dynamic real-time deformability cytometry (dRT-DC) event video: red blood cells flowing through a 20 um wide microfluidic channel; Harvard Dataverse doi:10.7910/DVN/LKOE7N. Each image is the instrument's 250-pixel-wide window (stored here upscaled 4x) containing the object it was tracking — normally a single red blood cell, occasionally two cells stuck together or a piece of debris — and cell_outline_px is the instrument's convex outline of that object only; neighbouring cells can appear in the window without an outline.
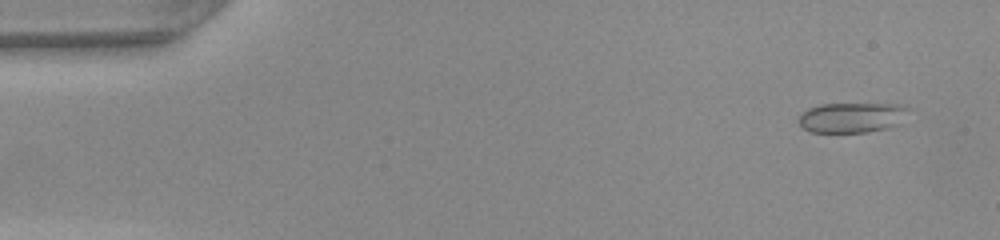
{"species": "common noctule bat (a hibernating species)", "species_latin": "Nyctalus noctula", "temperature_condition": "warm", "stored_images_in_passage": 48, "camera_frame_rate_fps": 3000, "um_per_image_px": 0.085, "animal": {"sex": "female", "body_mass_g": 22.0, "forearm_length_mm": 56.7}, "frame": {"image": 1, "passage_image": 3, "time_ms": 0.667, "image_size_px": [1000, 240], "cell_outline_px": [[912, 108], [896, 124], [888, 128], [868, 132], [812, 132], [804, 128], [796, 120], [800, 112], [808, 108], [820, 104], [904, 104]], "centroid_in_image_um": [72.38, 9.97], "position_along_channel_um": 12.6, "area_um2": 19.42}}
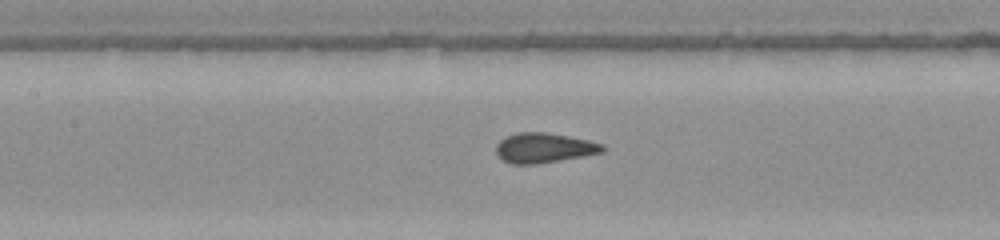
{"frame": {"image": 2, "passage_image": 22, "time_ms": 7.0, "image_size_px": [1000, 240], "cell_outline_px": [[608, 148], [604, 152], [584, 156], [536, 164], [512, 164], [504, 160], [496, 152], [496, 144], [504, 136], [516, 132], [544, 132], [568, 136], [588, 140], [604, 144]], "centroid_in_image_um": [46.27, 12.56], "position_along_channel_um": 161.1, "area_um2": 18.67}}
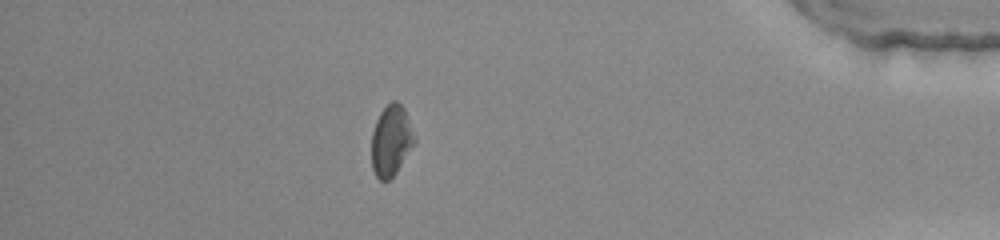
{"frame": {"image": 3, "passage_image": 42, "time_ms": 13.667, "image_size_px": [1000, 240], "cell_outline_px": [[416, 140], [396, 172], [388, 180], [380, 180], [376, 176], [372, 168], [372, 132], [376, 120], [380, 112], [392, 100], [396, 100], [404, 108]], "centroid_in_image_um": [33.23, 11.93], "position_along_channel_um": 402.0, "area_um2": 17.4}}